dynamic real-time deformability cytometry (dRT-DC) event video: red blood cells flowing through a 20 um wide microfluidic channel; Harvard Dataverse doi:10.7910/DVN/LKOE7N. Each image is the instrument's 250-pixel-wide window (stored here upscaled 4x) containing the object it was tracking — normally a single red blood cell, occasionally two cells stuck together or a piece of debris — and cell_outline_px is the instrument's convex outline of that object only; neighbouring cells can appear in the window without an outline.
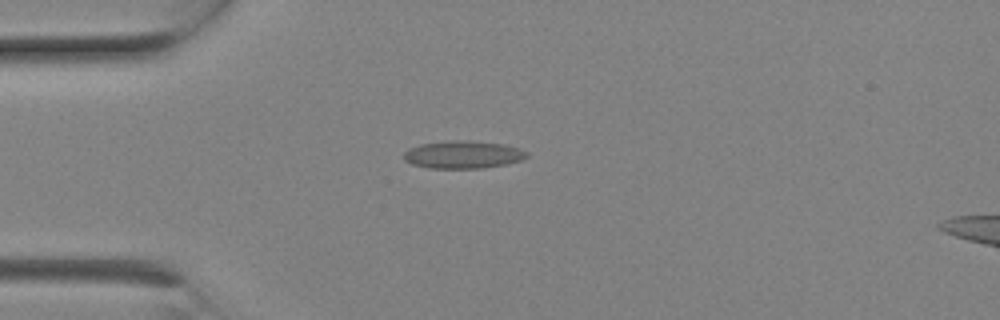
{"species": "Egyptian fruit bat (a non-hibernating species)", "species_latin": "Rousettus aegyptiacus", "temperature_condition": "room temperature", "stored_images_in_passage": 7, "camera_frame_rate_fps": 3000, "um_per_image_px": 0.085, "animal": {"sex": "female"}, "frame": {"image": 1, "passage_image": 5, "time_ms": 1.333, "image_size_px": [1000, 320], "cell_outline_px": [[528, 156], [520, 160], [504, 164], [480, 168], [428, 168], [412, 164], [404, 160], [404, 152], [408, 148], [420, 144], [452, 140], [468, 140], [504, 144], [520, 148], [528, 152]], "centroid_in_image_um": [39.34, 13.13], "position_along_channel_um": 45.7, "area_um2": 19.83}}
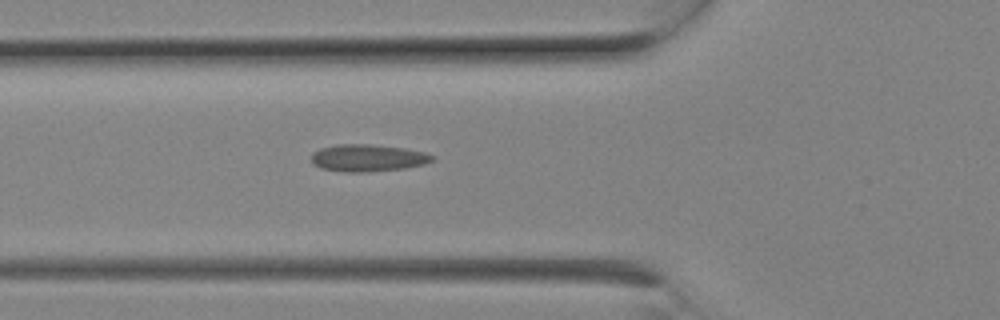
{"frame": {"image": 2, "passage_image": 7, "time_ms": 2.0, "image_size_px": [1000, 320], "cell_outline_px": [[436, 160], [424, 164], [404, 168], [368, 172], [344, 172], [320, 168], [312, 164], [312, 152], [320, 148], [336, 144], [368, 144], [404, 148], [424, 152], [436, 156]], "centroid_in_image_um": [31.26, 13.42], "position_along_channel_um": 94.5, "area_um2": 19.31}}